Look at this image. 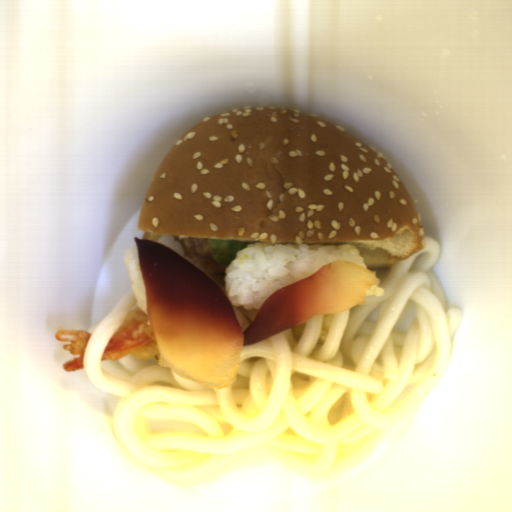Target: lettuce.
Wrapping results in <instances>:
<instances>
[{"label":"lettuce","instance_id":"obj_1","mask_svg":"<svg viewBox=\"0 0 512 512\" xmlns=\"http://www.w3.org/2000/svg\"><path fill=\"white\" fill-rule=\"evenodd\" d=\"M208 247L214 259L224 267H229L235 260L237 254L248 247L251 243L233 239H208Z\"/></svg>","mask_w":512,"mask_h":512}]
</instances>
